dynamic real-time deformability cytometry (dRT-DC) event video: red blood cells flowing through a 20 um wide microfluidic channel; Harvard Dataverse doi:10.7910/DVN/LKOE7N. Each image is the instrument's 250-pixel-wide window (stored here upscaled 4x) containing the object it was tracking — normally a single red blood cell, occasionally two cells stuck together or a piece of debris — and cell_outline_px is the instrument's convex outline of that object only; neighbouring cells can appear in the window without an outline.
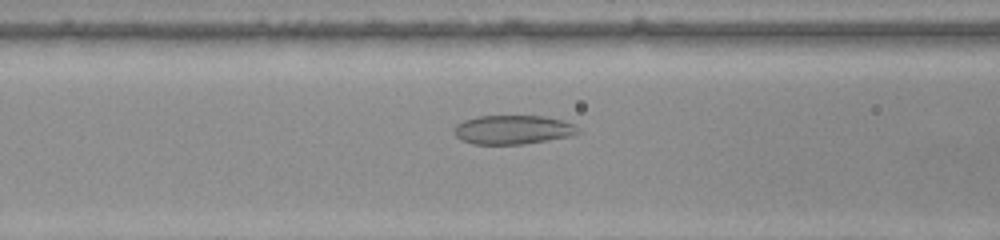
{"species": "common noctule bat (a hibernating species)", "species_latin": "Nyctalus noctula", "temperature_condition": "warm", "stored_images_in_passage": 37, "camera_frame_rate_fps": 3000, "um_per_image_px": 0.085, "animal": {"sex": "female", "body_mass_g": 22.0, "forearm_length_mm": 56.7}, "frame": {"image": 1, "passage_image": 6, "time_ms": 1.667, "image_size_px": [1000, 240], "cell_outline_px": [[580, 132], [568, 136], [524, 144], [472, 144], [460, 140], [452, 132], [452, 128], [456, 124], [464, 120], [476, 116], [544, 116], [560, 120], [572, 124]], "centroid_in_image_um": [43.48, 11.02], "position_along_channel_um": 123.1, "area_um2": 20.87}}
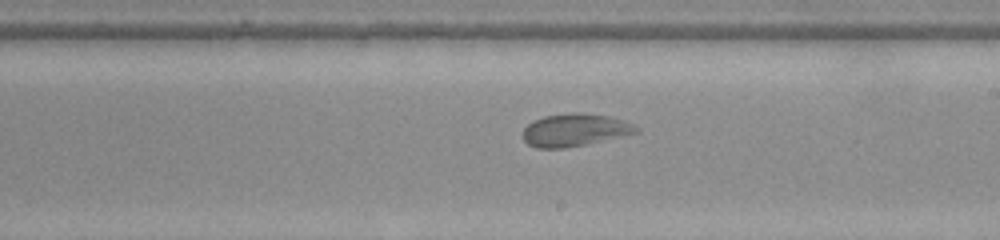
{"frame": {"image": 2, "passage_image": 15, "time_ms": 4.667, "image_size_px": [1000, 240], "cell_outline_px": [[640, 132], [588, 144], [564, 148], [536, 148], [528, 144], [524, 140], [524, 128], [532, 120], [544, 116], [572, 112], [580, 112], [612, 116], [624, 120], [640, 128]], "centroid_in_image_um": [48.89, 11.04], "position_along_channel_um": 240.1, "area_um2": 21.79}}
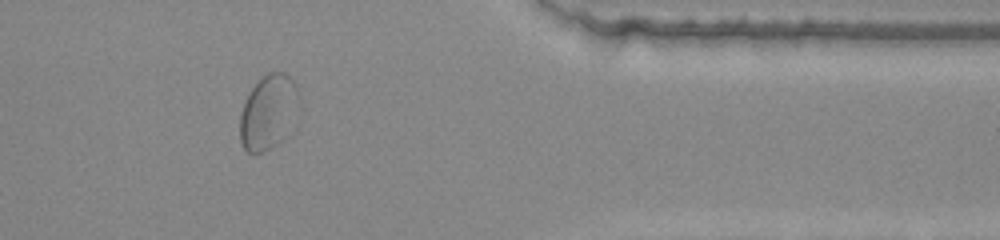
{"frame": {"image": 3, "passage_image": 28, "time_ms": 9.0, "image_size_px": [1000, 240], "cell_outline_px": [[300, 96], [288, 136], [268, 148], [260, 152], [248, 152], [244, 148], [240, 140], [240, 116], [244, 104], [252, 88], [268, 72], [284, 72], [292, 80]], "centroid_in_image_um": [22.82, 9.53], "position_along_channel_um": 388.6, "area_um2": 25.14}}